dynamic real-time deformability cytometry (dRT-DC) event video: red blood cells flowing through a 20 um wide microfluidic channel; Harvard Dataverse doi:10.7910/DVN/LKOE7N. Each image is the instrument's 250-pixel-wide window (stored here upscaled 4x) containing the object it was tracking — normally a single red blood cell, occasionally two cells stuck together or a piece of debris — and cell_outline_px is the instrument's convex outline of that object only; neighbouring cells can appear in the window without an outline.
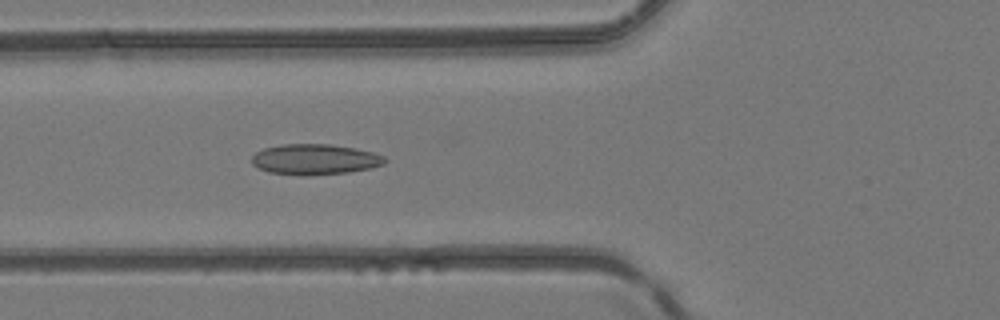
{"species": "common noctule bat (a hibernating species)", "species_latin": "Nyctalus noctula", "temperature_condition": "room temperature", "stored_images_in_passage": 48, "camera_frame_rate_fps": 3000, "um_per_image_px": 0.085, "animal": {"sex": "female", "body_mass_g": 24.6, "forearm_length_mm": 56.2}, "frame": {"image": 1, "passage_image": 18, "time_ms": 5.667, "image_size_px": [1000, 320], "cell_outline_px": [[388, 160], [384, 164], [372, 168], [348, 172], [300, 176], [268, 172], [252, 164], [252, 156], [256, 152], [264, 148], [280, 144], [328, 144], [356, 148], [372, 152], [384, 156]], "centroid_in_image_um": [26.77, 13.55], "position_along_channel_um": 99.0, "area_um2": 23.81}}
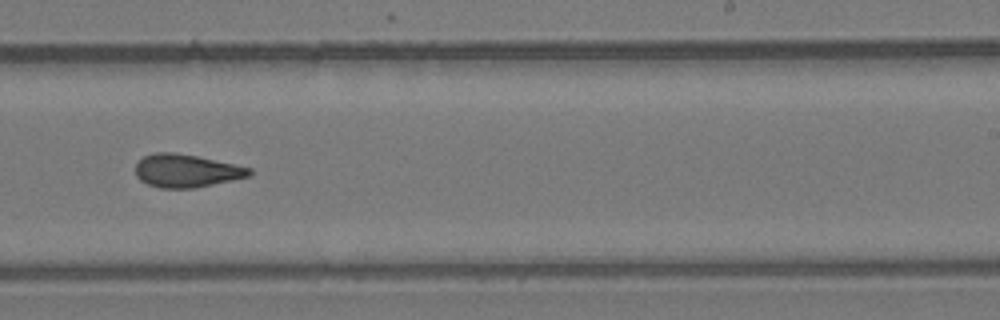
{"frame": {"image": 2, "passage_image": 30, "time_ms": 9.667, "image_size_px": [1000, 320], "cell_outline_px": [[252, 176], [192, 188], [160, 188], [148, 184], [140, 180], [136, 176], [136, 164], [144, 156], [156, 152], [172, 152], [196, 156], [252, 168]], "centroid_in_image_um": [15.84, 14.52], "position_along_channel_um": 273.2, "area_um2": 21.73}}
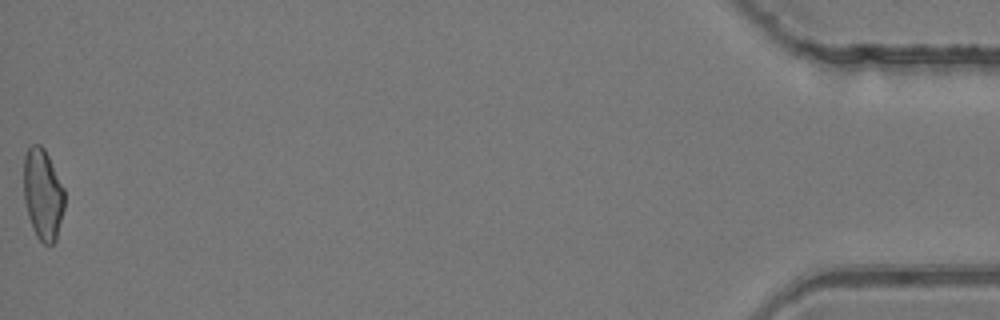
{"frame": {"image": 3, "passage_image": 48, "time_ms": 15.667, "image_size_px": [1000, 320], "cell_outline_px": [[64, 208], [56, 240], [52, 244], [44, 244], [36, 236], [32, 228], [28, 216], [24, 200], [24, 156], [28, 148], [32, 144], [40, 144], [44, 148], [64, 188]], "centroid_in_image_um": [3.63, 16.52], "position_along_channel_um": 431.6, "area_um2": 21.62}}